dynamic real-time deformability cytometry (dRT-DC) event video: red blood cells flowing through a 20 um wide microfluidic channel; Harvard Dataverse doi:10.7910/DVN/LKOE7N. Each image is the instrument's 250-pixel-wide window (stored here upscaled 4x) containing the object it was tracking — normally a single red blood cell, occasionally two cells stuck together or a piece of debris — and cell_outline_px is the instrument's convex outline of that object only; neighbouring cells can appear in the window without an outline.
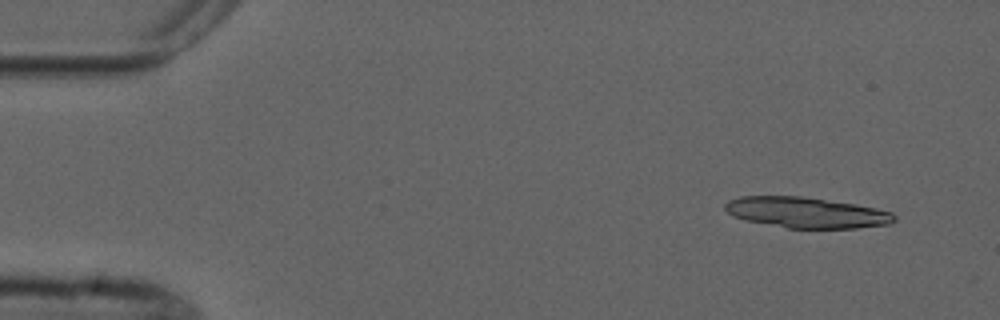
{"species": "common noctule bat (a hibernating species)", "species_latin": "Nyctalus noctula", "temperature_condition": "cold", "stored_images_in_passage": 2, "camera_frame_rate_fps": 3000, "um_per_image_px": 0.085, "animal": {"sex": "male", "forearm_length_mm": 52.5}, "frame": {"image": 1, "passage_image": 1, "time_ms": 0.0, "image_size_px": [1000, 320], "cell_outline_px": [[896, 220], [892, 224], [856, 228], [788, 228], [744, 220], [732, 216], [724, 208], [724, 204], [728, 200], [740, 196], [800, 196], [856, 204], [876, 208], [892, 212], [896, 216]], "centroid_in_image_um": [68.55, 18.07], "position_along_channel_um": 16.5, "area_um2": 30.46}}